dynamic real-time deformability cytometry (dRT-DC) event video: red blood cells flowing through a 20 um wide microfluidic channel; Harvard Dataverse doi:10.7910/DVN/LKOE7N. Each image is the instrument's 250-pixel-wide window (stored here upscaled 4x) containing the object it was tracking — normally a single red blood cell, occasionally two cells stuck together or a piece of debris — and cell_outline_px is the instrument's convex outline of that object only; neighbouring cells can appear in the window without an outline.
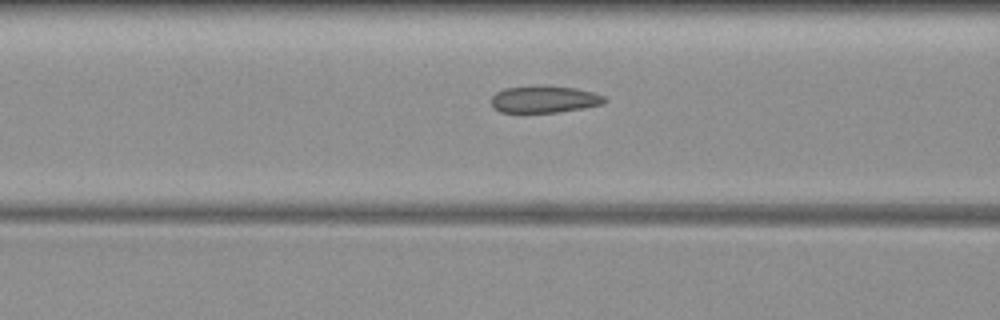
{"species": "common noctule bat (a hibernating species)", "species_latin": "Nyctalus noctula", "temperature_condition": "warm", "stored_images_in_passage": 19, "camera_frame_rate_fps": 3000, "um_per_image_px": 0.085, "animal": {"sex": "female", "body_mass_g": 19.3, "forearm_length_mm": 54.1}, "frame": {"image": 1, "passage_image": 16, "time_ms": 5.0, "image_size_px": [1000, 320], "cell_outline_px": [[608, 100], [604, 104], [584, 108], [560, 112], [524, 116], [500, 112], [492, 108], [492, 96], [496, 92], [504, 88], [576, 88], [592, 92], [604, 96]], "centroid_in_image_um": [46.23, 8.54], "position_along_channel_um": 120.4, "area_um2": 18.03}}